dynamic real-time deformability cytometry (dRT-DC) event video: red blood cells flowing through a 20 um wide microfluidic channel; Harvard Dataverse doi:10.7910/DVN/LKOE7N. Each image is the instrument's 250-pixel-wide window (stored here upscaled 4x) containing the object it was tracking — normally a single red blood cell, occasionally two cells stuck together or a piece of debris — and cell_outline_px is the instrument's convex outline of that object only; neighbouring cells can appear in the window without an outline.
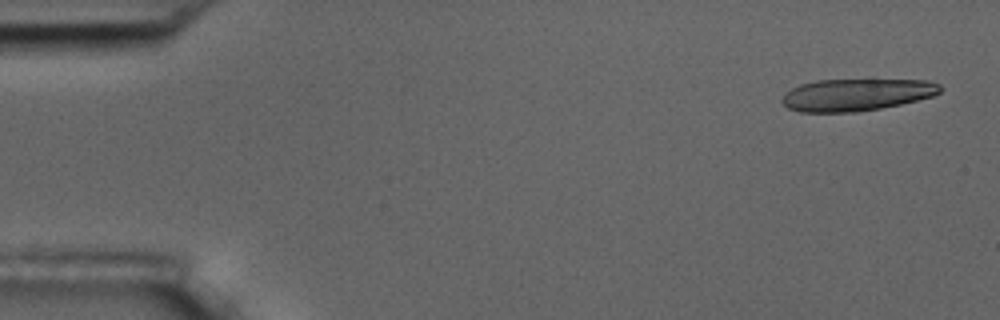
{"species": "common noctule bat (a hibernating species)", "species_latin": "Nyctalus noctula", "temperature_condition": "room temperature", "stored_images_in_passage": 6, "camera_frame_rate_fps": 3000, "um_per_image_px": 0.085, "animal": {"sex": "male", "body_mass_g": 17.5, "forearm_length_mm": 52.3}, "frame": {"image": 1, "passage_image": 1, "time_ms": 0.0, "image_size_px": [1000, 320], "cell_outline_px": [[944, 88], [940, 92], [932, 96], [900, 104], [880, 108], [856, 112], [800, 112], [788, 108], [780, 100], [784, 92], [800, 84], [816, 80], [928, 80], [940, 84]], "centroid_in_image_um": [72.77, 8.05], "position_along_channel_um": 12.2, "area_um2": 29.65}}